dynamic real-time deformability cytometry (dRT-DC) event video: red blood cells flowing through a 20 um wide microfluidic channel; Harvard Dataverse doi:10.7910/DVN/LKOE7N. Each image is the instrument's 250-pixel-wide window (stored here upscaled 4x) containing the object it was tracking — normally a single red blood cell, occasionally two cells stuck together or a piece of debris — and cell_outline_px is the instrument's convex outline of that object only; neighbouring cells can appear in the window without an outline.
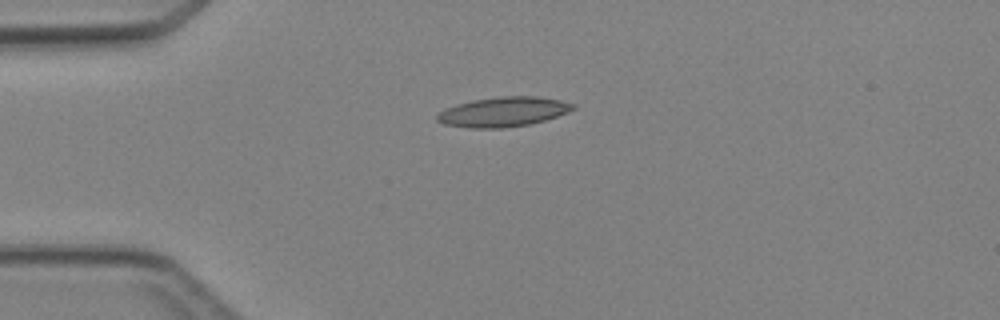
{"species": "Egyptian fruit bat (a non-hibernating species)", "species_latin": "Rousettus aegyptiacus", "temperature_condition": "cold", "stored_images_in_passage": 3, "camera_frame_rate_fps": 3000, "um_per_image_px": 0.085, "animal": {"sex": "female"}, "frame": {"image": 1, "passage_image": 2, "time_ms": 1.0, "image_size_px": [1000, 320], "cell_outline_px": [[576, 108], [568, 112], [544, 120], [528, 124], [504, 128], [472, 128], [444, 124], [436, 120], [436, 116], [440, 112], [456, 104], [472, 100], [500, 96], [540, 96], [560, 100], [576, 104]], "centroid_in_image_um": [42.8, 9.5], "position_along_channel_um": 42.2, "area_um2": 23.47}}
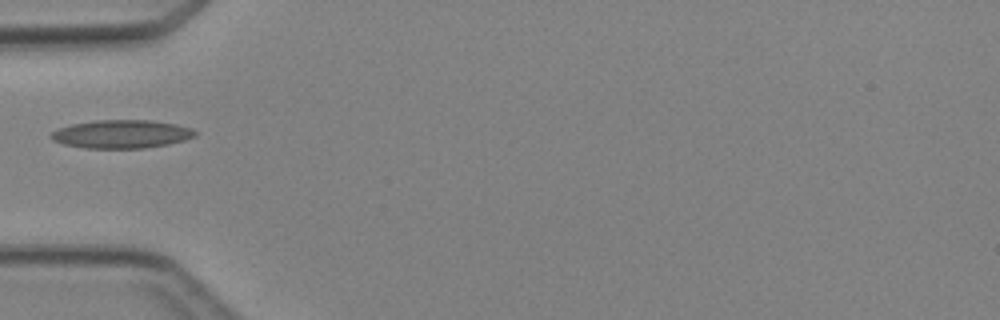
{"frame": {"image": 2, "passage_image": 3, "time_ms": 2.333, "image_size_px": [1000, 320], "cell_outline_px": [[196, 136], [184, 140], [168, 144], [144, 148], [84, 148], [64, 144], [52, 140], [48, 136], [52, 132], [60, 128], [72, 124], [96, 120], [152, 120], [176, 124], [192, 128], [196, 132]], "centroid_in_image_um": [10.33, 11.39], "position_along_channel_um": 74.7, "area_um2": 23.76}}